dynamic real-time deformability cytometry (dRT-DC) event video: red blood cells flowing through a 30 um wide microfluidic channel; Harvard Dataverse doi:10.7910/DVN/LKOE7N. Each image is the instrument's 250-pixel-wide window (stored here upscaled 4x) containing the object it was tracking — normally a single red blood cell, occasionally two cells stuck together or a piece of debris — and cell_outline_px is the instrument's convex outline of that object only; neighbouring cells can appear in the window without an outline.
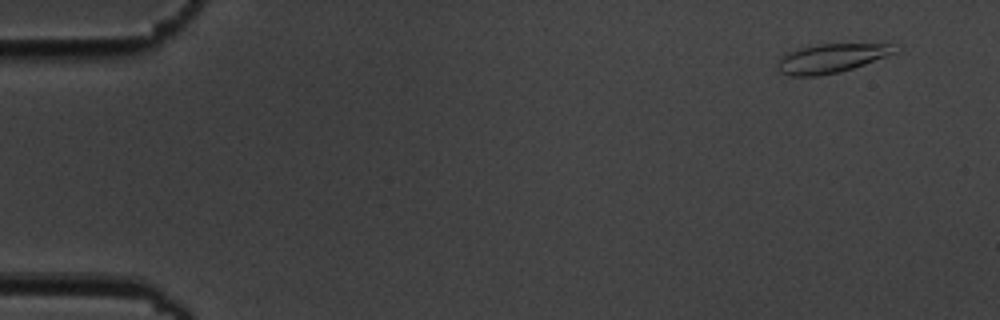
{"species": "common noctule bat (a hibernating species)", "species_latin": "Nyctalus noctula", "temperature_condition": "cold", "stored_images_in_passage": 4, "camera_frame_rate_fps": 3000, "um_per_image_px": 0.085, "animal": {"sex": "male", "body_mass_g": 19.5, "forearm_length_mm": 54.6}, "frame": {"image": 1, "passage_image": 1, "time_ms": 0.0, "image_size_px": [1000, 320], "cell_outline_px": [[900, 52], [840, 72], [816, 76], [788, 76], [780, 72], [776, 68], [776, 64], [788, 52], [800, 48], [816, 44], [892, 44]], "centroid_in_image_um": [70.66, 4.96], "position_along_channel_um": 14.3, "area_um2": 19.77}}